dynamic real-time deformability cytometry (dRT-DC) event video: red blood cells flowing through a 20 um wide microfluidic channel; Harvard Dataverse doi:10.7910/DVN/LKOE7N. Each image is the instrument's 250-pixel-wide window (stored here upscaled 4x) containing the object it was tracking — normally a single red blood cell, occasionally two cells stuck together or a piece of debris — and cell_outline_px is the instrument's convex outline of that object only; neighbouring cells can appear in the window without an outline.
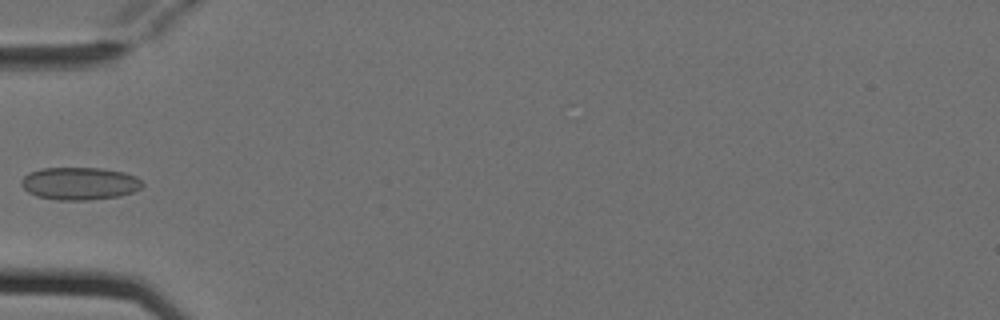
{"species": "Egyptian fruit bat (a non-hibernating species)", "species_latin": "Rousettus aegyptiacus", "temperature_condition": "cold", "stored_images_in_passage": 4, "camera_frame_rate_fps": 3000, "um_per_image_px": 0.085, "animal": {"sex": "female"}, "frame": {"image": 1, "passage_image": 4, "time_ms": 1.0, "image_size_px": [1000, 320], "cell_outline_px": [[144, 184], [140, 188], [132, 192], [120, 196], [88, 200], [56, 200], [36, 196], [28, 192], [20, 184], [20, 180], [28, 172], [40, 168], [100, 168], [124, 172], [136, 176]], "centroid_in_image_um": [6.74, 15.59], "position_along_channel_um": 78.3, "area_um2": 23.18}}